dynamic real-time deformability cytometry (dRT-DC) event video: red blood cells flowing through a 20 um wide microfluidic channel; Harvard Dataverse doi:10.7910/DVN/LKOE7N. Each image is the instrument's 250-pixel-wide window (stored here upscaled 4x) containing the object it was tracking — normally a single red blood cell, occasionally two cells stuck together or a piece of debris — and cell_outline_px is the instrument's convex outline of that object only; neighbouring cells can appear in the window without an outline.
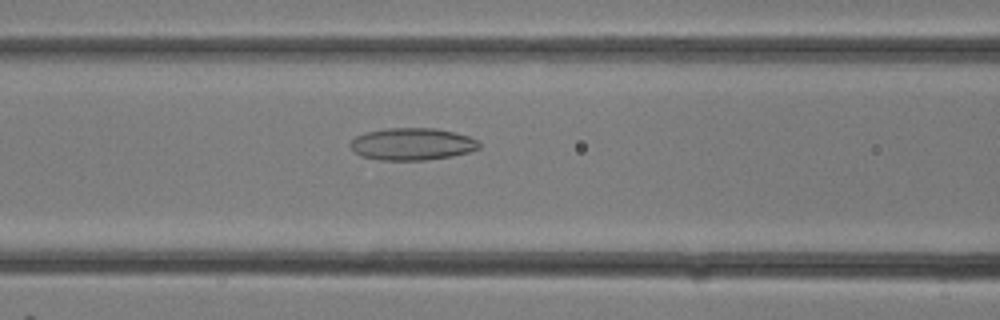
{"species": "common noctule bat (a hibernating species)", "species_latin": "Nyctalus noctula", "temperature_condition": "room temperature", "stored_images_in_passage": 6, "camera_frame_rate_fps": 3000, "um_per_image_px": 0.085, "animal": {"sex": "female"}, "frame": {"image": 1, "passage_image": 4, "time_ms": 1.0, "image_size_px": [1000, 320], "cell_outline_px": [[480, 148], [468, 152], [452, 156], [424, 160], [380, 160], [360, 156], [352, 152], [348, 144], [356, 136], [364, 132], [384, 128], [436, 128], [468, 136], [480, 140]], "centroid_in_image_um": [34.99, 12.24], "position_along_channel_um": 131.6, "area_um2": 24.45}}
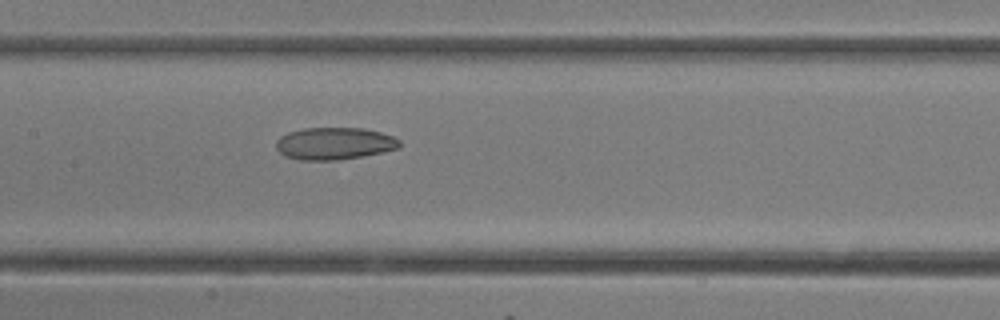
{"frame": {"image": 2, "passage_image": 6, "time_ms": 1.667, "image_size_px": [1000, 320], "cell_outline_px": [[400, 144], [396, 148], [364, 156], [336, 160], [300, 160], [284, 156], [276, 148], [276, 140], [280, 136], [288, 132], [304, 128], [364, 128], [380, 132], [392, 136], [400, 140]], "centroid_in_image_um": [28.38, 12.19], "position_along_channel_um": 179.0, "area_um2": 23.12}}